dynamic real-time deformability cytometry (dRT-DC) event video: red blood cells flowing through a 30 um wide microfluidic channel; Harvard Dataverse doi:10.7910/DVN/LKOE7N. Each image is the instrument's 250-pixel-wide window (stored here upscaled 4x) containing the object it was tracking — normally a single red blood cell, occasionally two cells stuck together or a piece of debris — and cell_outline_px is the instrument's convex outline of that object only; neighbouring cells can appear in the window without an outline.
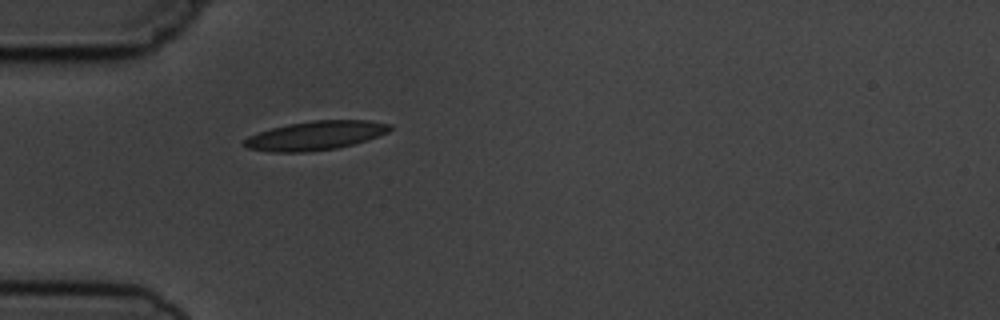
{"species": "common noctule bat (a hibernating species)", "species_latin": "Nyctalus noctula", "temperature_condition": "cold", "stored_images_in_passage": 1, "camera_frame_rate_fps": 3000, "um_per_image_px": 0.085, "animal": {"sex": "male", "body_mass_g": 19.5, "forearm_length_mm": 54.6}, "frame": {"image": 1, "passage_image": 1, "time_ms": 0.0, "image_size_px": [1000, 320], "cell_outline_px": [[392, 128], [388, 132], [352, 144], [336, 148], [304, 152], [272, 152], [248, 148], [244, 144], [244, 140], [248, 136], [272, 128], [288, 124], [312, 120], [368, 120], [392, 124]], "centroid_in_image_um": [26.82, 11.51], "position_along_channel_um": 58.2, "area_um2": 24.28}}